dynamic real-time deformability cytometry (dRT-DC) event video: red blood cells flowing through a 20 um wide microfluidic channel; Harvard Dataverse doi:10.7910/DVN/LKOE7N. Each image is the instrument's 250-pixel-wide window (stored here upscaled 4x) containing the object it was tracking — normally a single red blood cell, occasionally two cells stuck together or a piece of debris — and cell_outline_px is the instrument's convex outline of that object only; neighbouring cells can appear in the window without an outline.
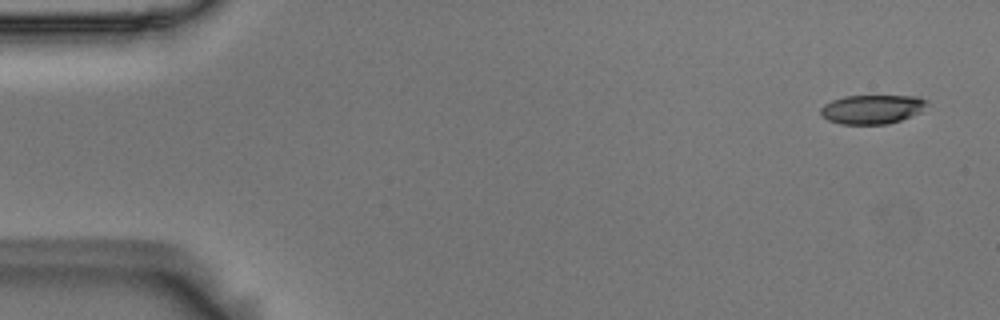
{"species": "Egyptian fruit bat (a non-hibernating species)", "species_latin": "Rousettus aegyptiacus", "temperature_condition": "room temperature", "stored_images_in_passage": 4, "camera_frame_rate_fps": 3000, "um_per_image_px": 0.085, "animal": {"sex": "male"}, "frame": {"image": 1, "passage_image": 1, "time_ms": 0.0, "image_size_px": [1000, 320], "cell_outline_px": [[928, 104], [920, 112], [900, 120], [888, 124], [840, 124], [828, 120], [820, 112], [820, 108], [824, 104], [832, 100], [844, 96], [920, 96], [928, 100]], "centroid_in_image_um": [74.14, 9.28], "position_along_channel_um": 10.9, "area_um2": 18.03}}
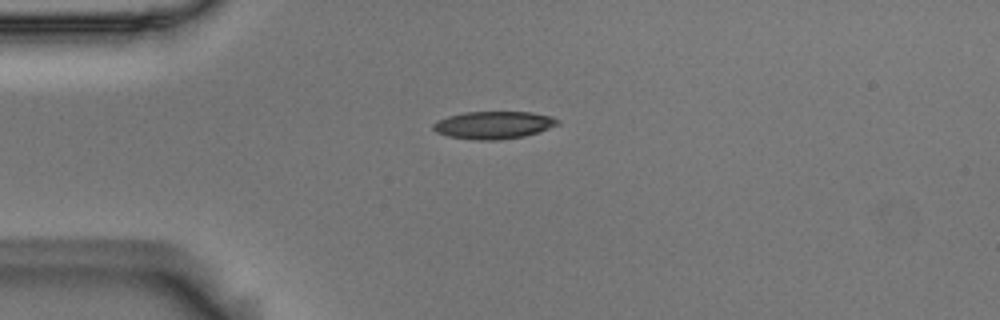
{"frame": {"image": 2, "passage_image": 4, "time_ms": 1.0, "image_size_px": [1000, 320], "cell_outline_px": [[560, 124], [524, 136], [500, 140], [476, 140], [448, 136], [436, 132], [432, 128], [432, 124], [448, 116], [464, 112], [532, 112], [552, 116], [560, 120]], "centroid_in_image_um": [41.96, 10.62], "position_along_channel_um": 43.0, "area_um2": 19.94}}